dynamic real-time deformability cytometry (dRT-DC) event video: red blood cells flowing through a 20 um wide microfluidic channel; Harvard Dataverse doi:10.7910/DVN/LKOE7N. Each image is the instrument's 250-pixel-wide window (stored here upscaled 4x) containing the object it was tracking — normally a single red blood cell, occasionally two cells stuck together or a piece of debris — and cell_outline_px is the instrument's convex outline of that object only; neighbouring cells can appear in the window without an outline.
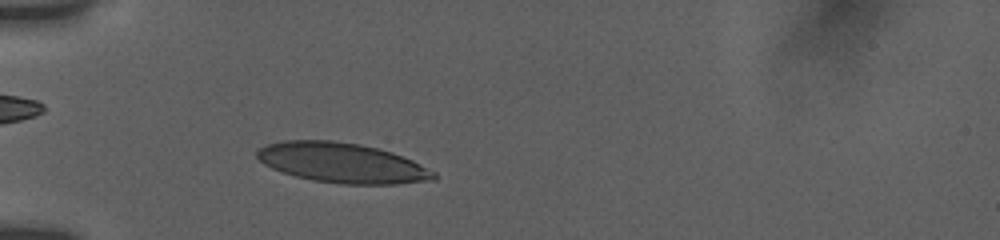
{"species": "human", "species_latin": "Homo sapiens", "temperature_condition": "room temperature", "stored_images_in_passage": 14, "camera_frame_rate_fps": 3000, "um_per_image_px": 0.085, "donor": {"sex": "female"}, "frame": {"image": 1, "passage_image": 6, "time_ms": 2.667, "image_size_px": [1000, 240], "cell_outline_px": [[436, 180], [396, 184], [340, 184], [312, 180], [296, 176], [272, 168], [264, 164], [256, 156], [256, 152], [260, 148], [268, 144], [280, 140], [332, 140], [360, 144], [392, 152], [412, 160], [436, 172]], "centroid_in_image_um": [29.09, 13.84], "position_along_channel_um": 55.9, "area_um2": 41.15}}
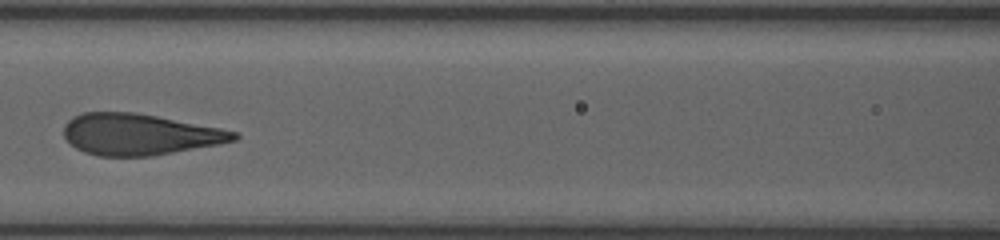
{"frame": {"image": 2, "passage_image": 11, "time_ms": 5.667, "image_size_px": [1000, 240], "cell_outline_px": [[240, 136], [236, 140], [220, 144], [152, 156], [96, 156], [84, 152], [76, 148], [64, 136], [64, 124], [72, 116], [84, 112], [136, 112], [220, 128], [236, 132]], "centroid_in_image_um": [11.84, 11.42], "position_along_channel_um": 154.8, "area_um2": 40.92}}
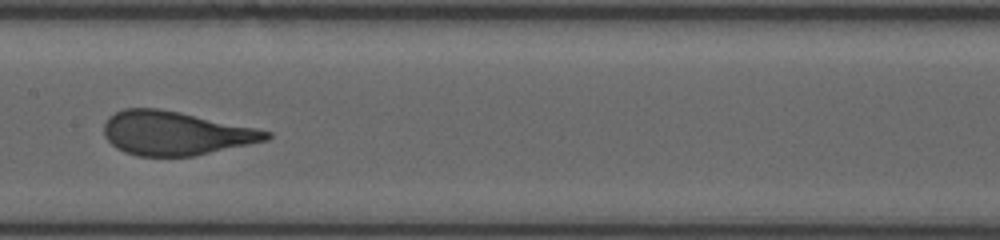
{"frame": {"image": 3, "passage_image": 13, "time_ms": 6.667, "image_size_px": [1000, 240], "cell_outline_px": [[272, 136], [268, 140], [192, 156], [136, 156], [124, 152], [116, 148], [104, 136], [104, 124], [108, 116], [124, 108], [156, 108], [180, 112], [256, 128], [272, 132]], "centroid_in_image_um": [14.89, 11.32], "position_along_channel_um": 192.5, "area_um2": 41.33}}